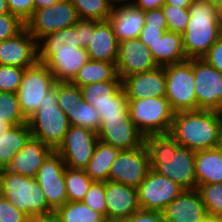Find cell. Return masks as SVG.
Wrapping results in <instances>:
<instances>
[{
	"label": "cell",
	"mask_w": 222,
	"mask_h": 222,
	"mask_svg": "<svg viewBox=\"0 0 222 222\" xmlns=\"http://www.w3.org/2000/svg\"><path fill=\"white\" fill-rule=\"evenodd\" d=\"M56 82L55 76L47 65L39 61L25 69L16 94L20 109L26 119L38 110L39 104Z\"/></svg>",
	"instance_id": "cell-8"
},
{
	"label": "cell",
	"mask_w": 222,
	"mask_h": 222,
	"mask_svg": "<svg viewBox=\"0 0 222 222\" xmlns=\"http://www.w3.org/2000/svg\"><path fill=\"white\" fill-rule=\"evenodd\" d=\"M203 222H218V218H216V217H208Z\"/></svg>",
	"instance_id": "cell-59"
},
{
	"label": "cell",
	"mask_w": 222,
	"mask_h": 222,
	"mask_svg": "<svg viewBox=\"0 0 222 222\" xmlns=\"http://www.w3.org/2000/svg\"><path fill=\"white\" fill-rule=\"evenodd\" d=\"M218 148L222 151V135H221V140H220V142H219Z\"/></svg>",
	"instance_id": "cell-62"
},
{
	"label": "cell",
	"mask_w": 222,
	"mask_h": 222,
	"mask_svg": "<svg viewBox=\"0 0 222 222\" xmlns=\"http://www.w3.org/2000/svg\"><path fill=\"white\" fill-rule=\"evenodd\" d=\"M37 61V41L26 28L16 36L0 42V65L27 68Z\"/></svg>",
	"instance_id": "cell-17"
},
{
	"label": "cell",
	"mask_w": 222,
	"mask_h": 222,
	"mask_svg": "<svg viewBox=\"0 0 222 222\" xmlns=\"http://www.w3.org/2000/svg\"><path fill=\"white\" fill-rule=\"evenodd\" d=\"M100 117L129 115L128 99L123 87L112 97V102L96 107Z\"/></svg>",
	"instance_id": "cell-41"
},
{
	"label": "cell",
	"mask_w": 222,
	"mask_h": 222,
	"mask_svg": "<svg viewBox=\"0 0 222 222\" xmlns=\"http://www.w3.org/2000/svg\"><path fill=\"white\" fill-rule=\"evenodd\" d=\"M158 66L180 63L188 58L184 52L182 34L165 31L162 37L148 48Z\"/></svg>",
	"instance_id": "cell-26"
},
{
	"label": "cell",
	"mask_w": 222,
	"mask_h": 222,
	"mask_svg": "<svg viewBox=\"0 0 222 222\" xmlns=\"http://www.w3.org/2000/svg\"><path fill=\"white\" fill-rule=\"evenodd\" d=\"M122 88V80L92 83L80 87L83 100L94 108L112 102V97Z\"/></svg>",
	"instance_id": "cell-31"
},
{
	"label": "cell",
	"mask_w": 222,
	"mask_h": 222,
	"mask_svg": "<svg viewBox=\"0 0 222 222\" xmlns=\"http://www.w3.org/2000/svg\"><path fill=\"white\" fill-rule=\"evenodd\" d=\"M167 30L168 27H149L144 25L140 32L139 39L149 48V46L156 43Z\"/></svg>",
	"instance_id": "cell-47"
},
{
	"label": "cell",
	"mask_w": 222,
	"mask_h": 222,
	"mask_svg": "<svg viewBox=\"0 0 222 222\" xmlns=\"http://www.w3.org/2000/svg\"><path fill=\"white\" fill-rule=\"evenodd\" d=\"M91 60L116 62L119 42L109 20L94 21L93 34L85 48Z\"/></svg>",
	"instance_id": "cell-23"
},
{
	"label": "cell",
	"mask_w": 222,
	"mask_h": 222,
	"mask_svg": "<svg viewBox=\"0 0 222 222\" xmlns=\"http://www.w3.org/2000/svg\"><path fill=\"white\" fill-rule=\"evenodd\" d=\"M9 12L7 0H0V15H5Z\"/></svg>",
	"instance_id": "cell-55"
},
{
	"label": "cell",
	"mask_w": 222,
	"mask_h": 222,
	"mask_svg": "<svg viewBox=\"0 0 222 222\" xmlns=\"http://www.w3.org/2000/svg\"><path fill=\"white\" fill-rule=\"evenodd\" d=\"M26 68L0 65V92L16 93Z\"/></svg>",
	"instance_id": "cell-40"
},
{
	"label": "cell",
	"mask_w": 222,
	"mask_h": 222,
	"mask_svg": "<svg viewBox=\"0 0 222 222\" xmlns=\"http://www.w3.org/2000/svg\"><path fill=\"white\" fill-rule=\"evenodd\" d=\"M106 1H108L112 6L119 3L126 2V0H106Z\"/></svg>",
	"instance_id": "cell-58"
},
{
	"label": "cell",
	"mask_w": 222,
	"mask_h": 222,
	"mask_svg": "<svg viewBox=\"0 0 222 222\" xmlns=\"http://www.w3.org/2000/svg\"><path fill=\"white\" fill-rule=\"evenodd\" d=\"M195 175L197 186L222 183V151L218 147L196 151Z\"/></svg>",
	"instance_id": "cell-27"
},
{
	"label": "cell",
	"mask_w": 222,
	"mask_h": 222,
	"mask_svg": "<svg viewBox=\"0 0 222 222\" xmlns=\"http://www.w3.org/2000/svg\"><path fill=\"white\" fill-rule=\"evenodd\" d=\"M58 106L65 112L71 114L83 100L80 87L71 82H57Z\"/></svg>",
	"instance_id": "cell-38"
},
{
	"label": "cell",
	"mask_w": 222,
	"mask_h": 222,
	"mask_svg": "<svg viewBox=\"0 0 222 222\" xmlns=\"http://www.w3.org/2000/svg\"><path fill=\"white\" fill-rule=\"evenodd\" d=\"M65 168L66 165L61 156L53 151L39 168L35 177L44 192L48 205L54 211L68 202Z\"/></svg>",
	"instance_id": "cell-14"
},
{
	"label": "cell",
	"mask_w": 222,
	"mask_h": 222,
	"mask_svg": "<svg viewBox=\"0 0 222 222\" xmlns=\"http://www.w3.org/2000/svg\"><path fill=\"white\" fill-rule=\"evenodd\" d=\"M79 20L70 0H61L49 7L35 10L25 22V28L38 42L47 34L74 26Z\"/></svg>",
	"instance_id": "cell-9"
},
{
	"label": "cell",
	"mask_w": 222,
	"mask_h": 222,
	"mask_svg": "<svg viewBox=\"0 0 222 222\" xmlns=\"http://www.w3.org/2000/svg\"><path fill=\"white\" fill-rule=\"evenodd\" d=\"M32 136L27 123L8 127L0 136V170L6 169L13 157Z\"/></svg>",
	"instance_id": "cell-28"
},
{
	"label": "cell",
	"mask_w": 222,
	"mask_h": 222,
	"mask_svg": "<svg viewBox=\"0 0 222 222\" xmlns=\"http://www.w3.org/2000/svg\"><path fill=\"white\" fill-rule=\"evenodd\" d=\"M9 126L3 122L2 120H0V136L2 135V133L8 128Z\"/></svg>",
	"instance_id": "cell-57"
},
{
	"label": "cell",
	"mask_w": 222,
	"mask_h": 222,
	"mask_svg": "<svg viewBox=\"0 0 222 222\" xmlns=\"http://www.w3.org/2000/svg\"><path fill=\"white\" fill-rule=\"evenodd\" d=\"M98 141L97 132L70 125L62 143L55 151L61 156L66 167L84 169L92 158Z\"/></svg>",
	"instance_id": "cell-10"
},
{
	"label": "cell",
	"mask_w": 222,
	"mask_h": 222,
	"mask_svg": "<svg viewBox=\"0 0 222 222\" xmlns=\"http://www.w3.org/2000/svg\"><path fill=\"white\" fill-rule=\"evenodd\" d=\"M57 82L45 95L38 110L27 119L33 137L40 139L54 151L62 143L70 123L65 112L58 106Z\"/></svg>",
	"instance_id": "cell-5"
},
{
	"label": "cell",
	"mask_w": 222,
	"mask_h": 222,
	"mask_svg": "<svg viewBox=\"0 0 222 222\" xmlns=\"http://www.w3.org/2000/svg\"><path fill=\"white\" fill-rule=\"evenodd\" d=\"M122 87L127 99L165 97V66H158L152 70L125 77L122 80Z\"/></svg>",
	"instance_id": "cell-19"
},
{
	"label": "cell",
	"mask_w": 222,
	"mask_h": 222,
	"mask_svg": "<svg viewBox=\"0 0 222 222\" xmlns=\"http://www.w3.org/2000/svg\"><path fill=\"white\" fill-rule=\"evenodd\" d=\"M217 218H218V222H222V216H219Z\"/></svg>",
	"instance_id": "cell-63"
},
{
	"label": "cell",
	"mask_w": 222,
	"mask_h": 222,
	"mask_svg": "<svg viewBox=\"0 0 222 222\" xmlns=\"http://www.w3.org/2000/svg\"><path fill=\"white\" fill-rule=\"evenodd\" d=\"M144 25L149 27H168L162 8L144 11Z\"/></svg>",
	"instance_id": "cell-49"
},
{
	"label": "cell",
	"mask_w": 222,
	"mask_h": 222,
	"mask_svg": "<svg viewBox=\"0 0 222 222\" xmlns=\"http://www.w3.org/2000/svg\"><path fill=\"white\" fill-rule=\"evenodd\" d=\"M115 63L89 59L78 71L71 83L78 87H83L102 81L122 80L117 74Z\"/></svg>",
	"instance_id": "cell-30"
},
{
	"label": "cell",
	"mask_w": 222,
	"mask_h": 222,
	"mask_svg": "<svg viewBox=\"0 0 222 222\" xmlns=\"http://www.w3.org/2000/svg\"><path fill=\"white\" fill-rule=\"evenodd\" d=\"M128 111L144 137L169 133L175 113L166 97L128 99Z\"/></svg>",
	"instance_id": "cell-6"
},
{
	"label": "cell",
	"mask_w": 222,
	"mask_h": 222,
	"mask_svg": "<svg viewBox=\"0 0 222 222\" xmlns=\"http://www.w3.org/2000/svg\"><path fill=\"white\" fill-rule=\"evenodd\" d=\"M150 169L178 183L184 189H196V151L181 146L169 133L144 137Z\"/></svg>",
	"instance_id": "cell-1"
},
{
	"label": "cell",
	"mask_w": 222,
	"mask_h": 222,
	"mask_svg": "<svg viewBox=\"0 0 222 222\" xmlns=\"http://www.w3.org/2000/svg\"><path fill=\"white\" fill-rule=\"evenodd\" d=\"M149 170V154L143 143L131 150H120L111 164L108 181L137 188Z\"/></svg>",
	"instance_id": "cell-11"
},
{
	"label": "cell",
	"mask_w": 222,
	"mask_h": 222,
	"mask_svg": "<svg viewBox=\"0 0 222 222\" xmlns=\"http://www.w3.org/2000/svg\"><path fill=\"white\" fill-rule=\"evenodd\" d=\"M115 64L117 74L122 80L130 75L146 72L158 67L152 52L139 38H132L119 43Z\"/></svg>",
	"instance_id": "cell-16"
},
{
	"label": "cell",
	"mask_w": 222,
	"mask_h": 222,
	"mask_svg": "<svg viewBox=\"0 0 222 222\" xmlns=\"http://www.w3.org/2000/svg\"><path fill=\"white\" fill-rule=\"evenodd\" d=\"M202 2H205L207 4L213 5L217 8H219L220 10H222V0H199Z\"/></svg>",
	"instance_id": "cell-56"
},
{
	"label": "cell",
	"mask_w": 222,
	"mask_h": 222,
	"mask_svg": "<svg viewBox=\"0 0 222 222\" xmlns=\"http://www.w3.org/2000/svg\"><path fill=\"white\" fill-rule=\"evenodd\" d=\"M88 60V53L82 47L77 52L56 53L46 65L57 82H71Z\"/></svg>",
	"instance_id": "cell-25"
},
{
	"label": "cell",
	"mask_w": 222,
	"mask_h": 222,
	"mask_svg": "<svg viewBox=\"0 0 222 222\" xmlns=\"http://www.w3.org/2000/svg\"><path fill=\"white\" fill-rule=\"evenodd\" d=\"M166 99L174 112L197 110L193 58L165 66Z\"/></svg>",
	"instance_id": "cell-7"
},
{
	"label": "cell",
	"mask_w": 222,
	"mask_h": 222,
	"mask_svg": "<svg viewBox=\"0 0 222 222\" xmlns=\"http://www.w3.org/2000/svg\"><path fill=\"white\" fill-rule=\"evenodd\" d=\"M61 0H34V11L42 8L49 7Z\"/></svg>",
	"instance_id": "cell-53"
},
{
	"label": "cell",
	"mask_w": 222,
	"mask_h": 222,
	"mask_svg": "<svg viewBox=\"0 0 222 222\" xmlns=\"http://www.w3.org/2000/svg\"><path fill=\"white\" fill-rule=\"evenodd\" d=\"M106 218L125 222L141 209L137 188L112 181L105 182Z\"/></svg>",
	"instance_id": "cell-18"
},
{
	"label": "cell",
	"mask_w": 222,
	"mask_h": 222,
	"mask_svg": "<svg viewBox=\"0 0 222 222\" xmlns=\"http://www.w3.org/2000/svg\"><path fill=\"white\" fill-rule=\"evenodd\" d=\"M183 190L178 183L150 169L137 187L140 207L142 210L162 212Z\"/></svg>",
	"instance_id": "cell-12"
},
{
	"label": "cell",
	"mask_w": 222,
	"mask_h": 222,
	"mask_svg": "<svg viewBox=\"0 0 222 222\" xmlns=\"http://www.w3.org/2000/svg\"><path fill=\"white\" fill-rule=\"evenodd\" d=\"M169 134L188 149H213L219 146L222 125L214 110L179 111L174 113Z\"/></svg>",
	"instance_id": "cell-2"
},
{
	"label": "cell",
	"mask_w": 222,
	"mask_h": 222,
	"mask_svg": "<svg viewBox=\"0 0 222 222\" xmlns=\"http://www.w3.org/2000/svg\"><path fill=\"white\" fill-rule=\"evenodd\" d=\"M197 110L217 111L222 103V73L203 58H193Z\"/></svg>",
	"instance_id": "cell-13"
},
{
	"label": "cell",
	"mask_w": 222,
	"mask_h": 222,
	"mask_svg": "<svg viewBox=\"0 0 222 222\" xmlns=\"http://www.w3.org/2000/svg\"><path fill=\"white\" fill-rule=\"evenodd\" d=\"M114 34L119 43L122 41L139 38L144 26V11L126 1L112 6L109 16Z\"/></svg>",
	"instance_id": "cell-21"
},
{
	"label": "cell",
	"mask_w": 222,
	"mask_h": 222,
	"mask_svg": "<svg viewBox=\"0 0 222 222\" xmlns=\"http://www.w3.org/2000/svg\"><path fill=\"white\" fill-rule=\"evenodd\" d=\"M94 181L84 169L65 168V187L69 202L83 201Z\"/></svg>",
	"instance_id": "cell-33"
},
{
	"label": "cell",
	"mask_w": 222,
	"mask_h": 222,
	"mask_svg": "<svg viewBox=\"0 0 222 222\" xmlns=\"http://www.w3.org/2000/svg\"><path fill=\"white\" fill-rule=\"evenodd\" d=\"M0 195L28 217L54 211L34 177H25L6 169L0 170Z\"/></svg>",
	"instance_id": "cell-4"
},
{
	"label": "cell",
	"mask_w": 222,
	"mask_h": 222,
	"mask_svg": "<svg viewBox=\"0 0 222 222\" xmlns=\"http://www.w3.org/2000/svg\"><path fill=\"white\" fill-rule=\"evenodd\" d=\"M0 120L9 127L27 123L22 114L16 93L0 92Z\"/></svg>",
	"instance_id": "cell-36"
},
{
	"label": "cell",
	"mask_w": 222,
	"mask_h": 222,
	"mask_svg": "<svg viewBox=\"0 0 222 222\" xmlns=\"http://www.w3.org/2000/svg\"><path fill=\"white\" fill-rule=\"evenodd\" d=\"M188 10L190 19L182 34L184 52L188 59L202 58L222 35V10L199 0Z\"/></svg>",
	"instance_id": "cell-3"
},
{
	"label": "cell",
	"mask_w": 222,
	"mask_h": 222,
	"mask_svg": "<svg viewBox=\"0 0 222 222\" xmlns=\"http://www.w3.org/2000/svg\"><path fill=\"white\" fill-rule=\"evenodd\" d=\"M28 216L0 195V222H27Z\"/></svg>",
	"instance_id": "cell-44"
},
{
	"label": "cell",
	"mask_w": 222,
	"mask_h": 222,
	"mask_svg": "<svg viewBox=\"0 0 222 222\" xmlns=\"http://www.w3.org/2000/svg\"><path fill=\"white\" fill-rule=\"evenodd\" d=\"M9 12L18 16L24 23L34 12V0H7Z\"/></svg>",
	"instance_id": "cell-45"
},
{
	"label": "cell",
	"mask_w": 222,
	"mask_h": 222,
	"mask_svg": "<svg viewBox=\"0 0 222 222\" xmlns=\"http://www.w3.org/2000/svg\"><path fill=\"white\" fill-rule=\"evenodd\" d=\"M38 61L46 64L56 53L77 52L82 48L75 25L47 34L37 42Z\"/></svg>",
	"instance_id": "cell-24"
},
{
	"label": "cell",
	"mask_w": 222,
	"mask_h": 222,
	"mask_svg": "<svg viewBox=\"0 0 222 222\" xmlns=\"http://www.w3.org/2000/svg\"><path fill=\"white\" fill-rule=\"evenodd\" d=\"M27 222H60L58 215L53 211L48 214L28 217Z\"/></svg>",
	"instance_id": "cell-52"
},
{
	"label": "cell",
	"mask_w": 222,
	"mask_h": 222,
	"mask_svg": "<svg viewBox=\"0 0 222 222\" xmlns=\"http://www.w3.org/2000/svg\"><path fill=\"white\" fill-rule=\"evenodd\" d=\"M129 2L143 11L159 9L165 4V0H129Z\"/></svg>",
	"instance_id": "cell-51"
},
{
	"label": "cell",
	"mask_w": 222,
	"mask_h": 222,
	"mask_svg": "<svg viewBox=\"0 0 222 222\" xmlns=\"http://www.w3.org/2000/svg\"><path fill=\"white\" fill-rule=\"evenodd\" d=\"M54 212L58 215L60 222H101L105 218L83 201H68Z\"/></svg>",
	"instance_id": "cell-32"
},
{
	"label": "cell",
	"mask_w": 222,
	"mask_h": 222,
	"mask_svg": "<svg viewBox=\"0 0 222 222\" xmlns=\"http://www.w3.org/2000/svg\"><path fill=\"white\" fill-rule=\"evenodd\" d=\"M79 19L106 21L112 11V5L106 0H70Z\"/></svg>",
	"instance_id": "cell-34"
},
{
	"label": "cell",
	"mask_w": 222,
	"mask_h": 222,
	"mask_svg": "<svg viewBox=\"0 0 222 222\" xmlns=\"http://www.w3.org/2000/svg\"><path fill=\"white\" fill-rule=\"evenodd\" d=\"M53 151L40 139L31 136L25 146L13 157L6 170L35 178L39 168Z\"/></svg>",
	"instance_id": "cell-22"
},
{
	"label": "cell",
	"mask_w": 222,
	"mask_h": 222,
	"mask_svg": "<svg viewBox=\"0 0 222 222\" xmlns=\"http://www.w3.org/2000/svg\"><path fill=\"white\" fill-rule=\"evenodd\" d=\"M217 113L219 115L220 123L222 125V103H221L220 108L217 110Z\"/></svg>",
	"instance_id": "cell-60"
},
{
	"label": "cell",
	"mask_w": 222,
	"mask_h": 222,
	"mask_svg": "<svg viewBox=\"0 0 222 222\" xmlns=\"http://www.w3.org/2000/svg\"><path fill=\"white\" fill-rule=\"evenodd\" d=\"M166 222H203L208 218L197 189H185L162 211Z\"/></svg>",
	"instance_id": "cell-20"
},
{
	"label": "cell",
	"mask_w": 222,
	"mask_h": 222,
	"mask_svg": "<svg viewBox=\"0 0 222 222\" xmlns=\"http://www.w3.org/2000/svg\"><path fill=\"white\" fill-rule=\"evenodd\" d=\"M120 149L98 141L92 158L84 168L94 182H107L111 164L118 156Z\"/></svg>",
	"instance_id": "cell-29"
},
{
	"label": "cell",
	"mask_w": 222,
	"mask_h": 222,
	"mask_svg": "<svg viewBox=\"0 0 222 222\" xmlns=\"http://www.w3.org/2000/svg\"><path fill=\"white\" fill-rule=\"evenodd\" d=\"M161 8L167 21L168 30L183 34L190 19L188 8L176 7L169 4H164Z\"/></svg>",
	"instance_id": "cell-39"
},
{
	"label": "cell",
	"mask_w": 222,
	"mask_h": 222,
	"mask_svg": "<svg viewBox=\"0 0 222 222\" xmlns=\"http://www.w3.org/2000/svg\"><path fill=\"white\" fill-rule=\"evenodd\" d=\"M125 222H166L162 212L150 210H137Z\"/></svg>",
	"instance_id": "cell-48"
},
{
	"label": "cell",
	"mask_w": 222,
	"mask_h": 222,
	"mask_svg": "<svg viewBox=\"0 0 222 222\" xmlns=\"http://www.w3.org/2000/svg\"><path fill=\"white\" fill-rule=\"evenodd\" d=\"M97 131L99 141L120 150H131L144 143V136L139 132L129 115L100 117Z\"/></svg>",
	"instance_id": "cell-15"
},
{
	"label": "cell",
	"mask_w": 222,
	"mask_h": 222,
	"mask_svg": "<svg viewBox=\"0 0 222 222\" xmlns=\"http://www.w3.org/2000/svg\"><path fill=\"white\" fill-rule=\"evenodd\" d=\"M101 222H120V221L112 220V219H109V218H104Z\"/></svg>",
	"instance_id": "cell-61"
},
{
	"label": "cell",
	"mask_w": 222,
	"mask_h": 222,
	"mask_svg": "<svg viewBox=\"0 0 222 222\" xmlns=\"http://www.w3.org/2000/svg\"><path fill=\"white\" fill-rule=\"evenodd\" d=\"M83 202L106 218L105 182H93Z\"/></svg>",
	"instance_id": "cell-42"
},
{
	"label": "cell",
	"mask_w": 222,
	"mask_h": 222,
	"mask_svg": "<svg viewBox=\"0 0 222 222\" xmlns=\"http://www.w3.org/2000/svg\"><path fill=\"white\" fill-rule=\"evenodd\" d=\"M95 20L79 19L75 24L79 33L81 47L86 48L89 43L90 35L93 34Z\"/></svg>",
	"instance_id": "cell-50"
},
{
	"label": "cell",
	"mask_w": 222,
	"mask_h": 222,
	"mask_svg": "<svg viewBox=\"0 0 222 222\" xmlns=\"http://www.w3.org/2000/svg\"><path fill=\"white\" fill-rule=\"evenodd\" d=\"M25 28V23L16 15H0V42L12 38Z\"/></svg>",
	"instance_id": "cell-43"
},
{
	"label": "cell",
	"mask_w": 222,
	"mask_h": 222,
	"mask_svg": "<svg viewBox=\"0 0 222 222\" xmlns=\"http://www.w3.org/2000/svg\"><path fill=\"white\" fill-rule=\"evenodd\" d=\"M202 58L209 65L222 73V35L215 41L209 51Z\"/></svg>",
	"instance_id": "cell-46"
},
{
	"label": "cell",
	"mask_w": 222,
	"mask_h": 222,
	"mask_svg": "<svg viewBox=\"0 0 222 222\" xmlns=\"http://www.w3.org/2000/svg\"><path fill=\"white\" fill-rule=\"evenodd\" d=\"M70 125L79 126L97 132L100 128V115L98 110L82 100L71 114H66Z\"/></svg>",
	"instance_id": "cell-35"
},
{
	"label": "cell",
	"mask_w": 222,
	"mask_h": 222,
	"mask_svg": "<svg viewBox=\"0 0 222 222\" xmlns=\"http://www.w3.org/2000/svg\"><path fill=\"white\" fill-rule=\"evenodd\" d=\"M196 189L205 205L208 217L222 216V183L198 185Z\"/></svg>",
	"instance_id": "cell-37"
},
{
	"label": "cell",
	"mask_w": 222,
	"mask_h": 222,
	"mask_svg": "<svg viewBox=\"0 0 222 222\" xmlns=\"http://www.w3.org/2000/svg\"><path fill=\"white\" fill-rule=\"evenodd\" d=\"M194 0H165V4L181 8H189Z\"/></svg>",
	"instance_id": "cell-54"
}]
</instances>
